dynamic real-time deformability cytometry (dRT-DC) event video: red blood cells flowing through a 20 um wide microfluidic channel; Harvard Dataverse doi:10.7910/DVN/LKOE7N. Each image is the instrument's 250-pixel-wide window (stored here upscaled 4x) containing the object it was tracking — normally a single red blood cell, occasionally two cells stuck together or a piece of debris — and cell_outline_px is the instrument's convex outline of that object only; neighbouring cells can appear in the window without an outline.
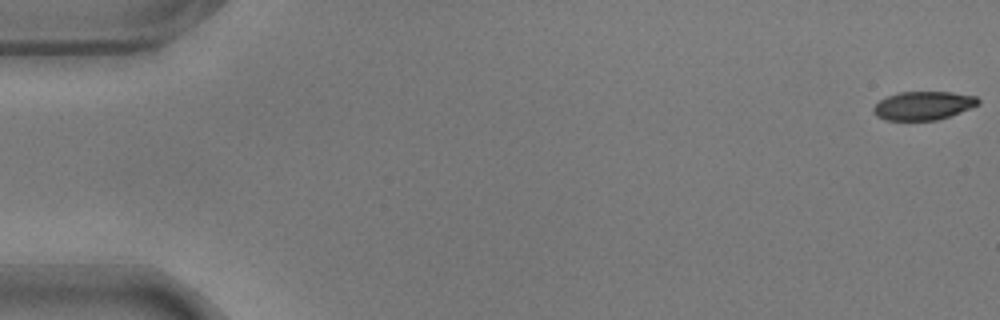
{"species": "common noctule bat (a hibernating species)", "species_latin": "Nyctalus noctula", "temperature_condition": "warm", "stored_images_in_passage": 57, "camera_frame_rate_fps": 3000, "um_per_image_px": 0.085, "animal": {"sex": "male", "body_mass_g": 17.9}, "frame": {"image": 1, "passage_image": 1, "time_ms": 0.0, "image_size_px": [1000, 320], "cell_outline_px": [[980, 104], [960, 112], [936, 120], [884, 120], [876, 116], [872, 112], [872, 108], [880, 100], [888, 96], [900, 92], [952, 92], [976, 96], [980, 100]], "centroid_in_image_um": [78.47, 8.98], "position_along_channel_um": 6.5, "area_um2": 17.4}}
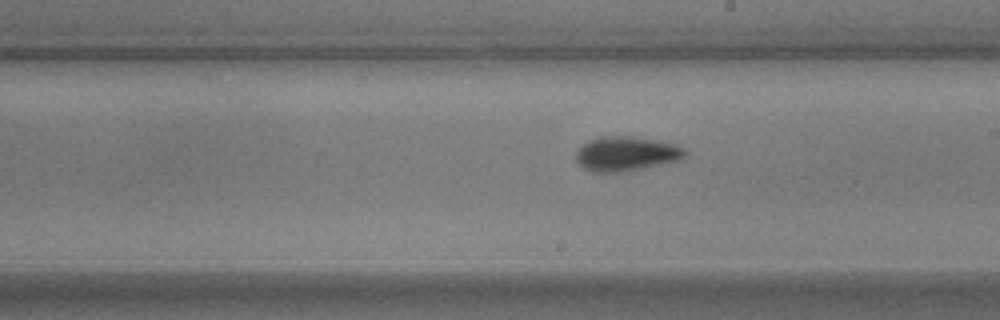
{"frame": {"image": 2, "passage_image": 33, "time_ms": 10.667, "image_size_px": [1000, 320], "cell_outline_px": [[688, 152], [684, 156], [676, 160], [640, 168], [620, 172], [592, 172], [584, 168], [576, 160], [576, 152], [588, 140], [600, 136], [632, 136], [660, 140], [676, 144], [684, 148]], "centroid_in_image_um": [53.21, 13.04], "position_along_channel_um": 235.8, "area_um2": 21.73}}
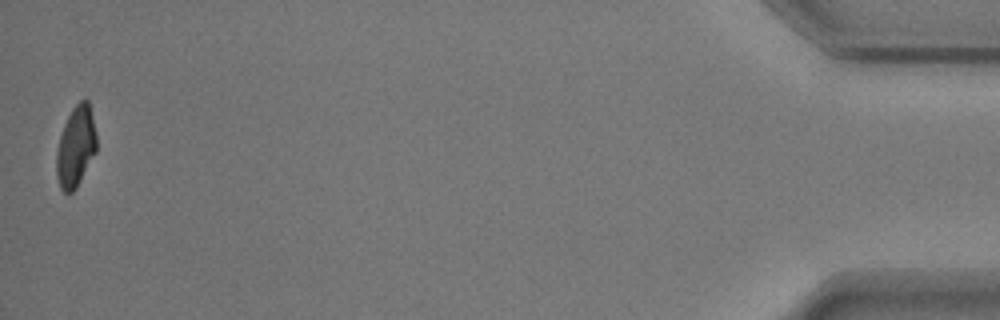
{"frame": {"image": 3, "passage_image": 57, "time_ms": 18.667, "image_size_px": [1000, 320], "cell_outline_px": [[96, 152], [76, 188], [72, 192], [64, 192], [60, 188], [56, 176], [56, 152], [60, 136], [64, 124], [72, 108], [80, 100], [88, 100], [96, 132]], "centroid_in_image_um": [6.43, 12.47], "position_along_channel_um": 428.8, "area_um2": 18.79}, "authors_computed_cell_mechanics": {"area_um2": 19.8832, "velocity_mm_per_s": 3.5514, "shape_relaxation_time_tau1_ms": 2.9981, "shape_relaxation_time_tau2_ms": 1.5294, "deformation_change_tau1": 0.1341, "deformation_change_tau2": 0.0628}}